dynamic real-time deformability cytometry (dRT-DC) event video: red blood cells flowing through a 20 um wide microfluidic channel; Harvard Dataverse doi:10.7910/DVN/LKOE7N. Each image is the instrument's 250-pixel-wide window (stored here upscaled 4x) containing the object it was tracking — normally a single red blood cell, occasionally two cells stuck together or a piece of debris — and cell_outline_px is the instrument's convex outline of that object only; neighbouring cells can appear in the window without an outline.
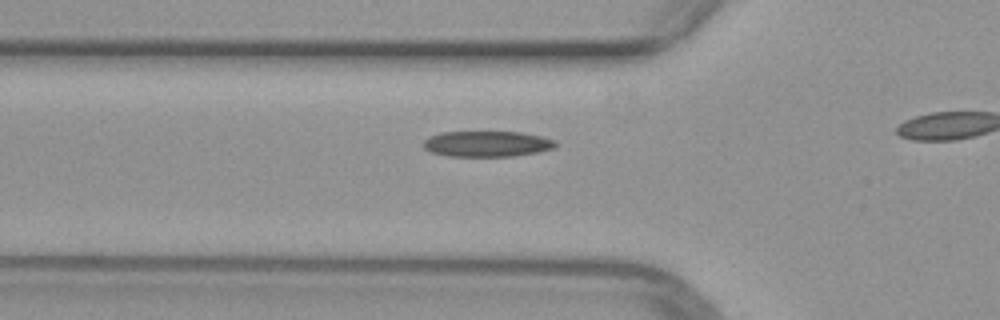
{"species": "common noctule bat (a hibernating species)", "species_latin": "Nyctalus noctula", "temperature_condition": "warm", "stored_images_in_passage": 19, "camera_frame_rate_fps": 3000, "um_per_image_px": 0.085, "animal": {"sex": "female", "body_mass_g": 29.2, "forearm_length_mm": 56.3}, "frame": {"image": 1, "passage_image": 14, "time_ms": 4.333, "image_size_px": [1000, 320], "cell_outline_px": [[556, 148], [536, 152], [512, 156], [448, 156], [432, 152], [424, 148], [424, 140], [428, 136], [440, 132], [524, 132], [556, 140]], "centroid_in_image_um": [41.4, 12.22], "position_along_channel_um": 84.4, "area_um2": 19.83}}